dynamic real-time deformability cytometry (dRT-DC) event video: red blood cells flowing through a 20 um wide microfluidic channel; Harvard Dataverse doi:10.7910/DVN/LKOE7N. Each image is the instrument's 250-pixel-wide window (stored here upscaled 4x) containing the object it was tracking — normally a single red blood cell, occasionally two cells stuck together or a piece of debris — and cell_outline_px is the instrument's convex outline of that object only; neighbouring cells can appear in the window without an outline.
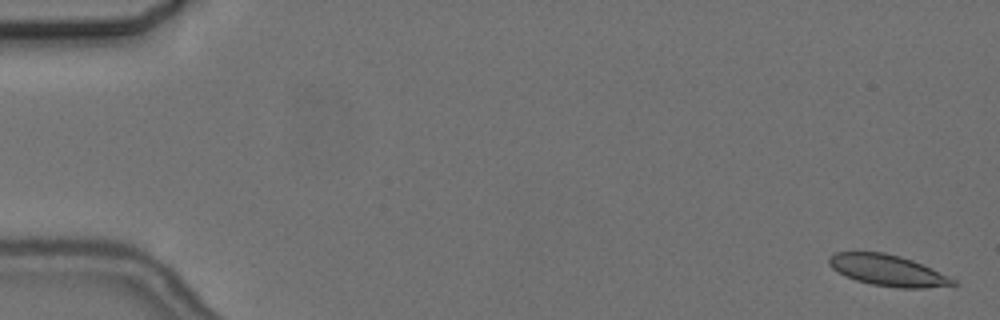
{"species": "common noctule bat (a hibernating species)", "species_latin": "Nyctalus noctula", "temperature_condition": "cold", "stored_images_in_passage": 4, "camera_frame_rate_fps": 3000, "um_per_image_px": 0.085, "animal": {"sex": "female", "body_mass_g": 24.6, "forearm_length_mm": 56.2}, "frame": {"image": 1, "passage_image": 1, "time_ms": 0.0, "image_size_px": [1000, 320], "cell_outline_px": [[960, 284], [924, 288], [896, 288], [872, 284], [856, 280], [832, 268], [828, 264], [828, 256], [836, 252], [884, 252], [900, 256], [912, 260], [932, 268], [956, 280]], "centroid_in_image_um": [75.48, 22.98], "position_along_channel_um": 9.5, "area_um2": 22.43}}